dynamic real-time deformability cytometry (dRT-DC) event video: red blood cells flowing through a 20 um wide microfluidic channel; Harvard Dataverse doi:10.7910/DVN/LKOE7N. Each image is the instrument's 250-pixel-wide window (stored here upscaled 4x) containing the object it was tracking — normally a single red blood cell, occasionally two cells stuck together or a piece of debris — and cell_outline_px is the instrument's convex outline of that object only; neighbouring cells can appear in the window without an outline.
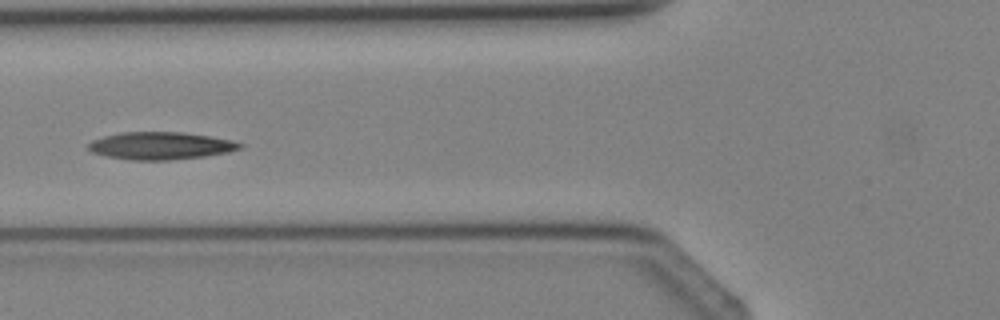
{"species": "Egyptian fruit bat (a non-hibernating species)", "species_latin": "Rousettus aegyptiacus", "temperature_condition": "cold", "stored_images_in_passage": 3, "camera_frame_rate_fps": 3000, "um_per_image_px": 0.085, "animal": {"sex": "female"}, "frame": {"image": 1, "passage_image": 3, "time_ms": 2.333, "image_size_px": [1000, 320], "cell_outline_px": [[244, 144], [240, 148], [228, 152], [204, 156], [172, 160], [132, 160], [108, 156], [92, 152], [88, 148], [88, 144], [92, 140], [104, 136], [120, 132], [184, 132], [232, 140]], "centroid_in_image_um": [13.65, 12.38], "position_along_channel_um": 112.2, "area_um2": 24.16}}